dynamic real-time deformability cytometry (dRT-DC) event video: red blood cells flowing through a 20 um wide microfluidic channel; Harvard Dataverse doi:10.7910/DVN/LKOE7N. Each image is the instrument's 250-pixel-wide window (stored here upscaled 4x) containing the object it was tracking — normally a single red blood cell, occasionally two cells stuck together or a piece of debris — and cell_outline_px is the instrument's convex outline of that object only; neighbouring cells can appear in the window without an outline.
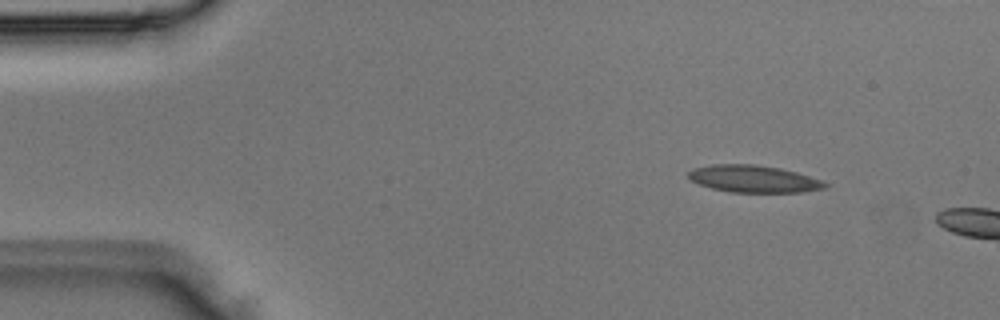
{"species": "Egyptian fruit bat (a non-hibernating species)", "species_latin": "Rousettus aegyptiacus", "temperature_condition": "room temperature", "stored_images_in_passage": 2, "camera_frame_rate_fps": 3000, "um_per_image_px": 0.085, "animal": {"sex": "male"}, "frame": {"image": 1, "passage_image": 1, "time_ms": 0.0, "image_size_px": [1000, 320], "cell_outline_px": [[832, 184], [828, 188], [800, 192], [732, 192], [712, 188], [688, 180], [688, 172], [692, 168], [712, 164], [756, 164], [780, 168], [796, 172], [824, 180]], "centroid_in_image_um": [64.1, 15.2], "position_along_channel_um": 20.9, "area_um2": 21.91}}